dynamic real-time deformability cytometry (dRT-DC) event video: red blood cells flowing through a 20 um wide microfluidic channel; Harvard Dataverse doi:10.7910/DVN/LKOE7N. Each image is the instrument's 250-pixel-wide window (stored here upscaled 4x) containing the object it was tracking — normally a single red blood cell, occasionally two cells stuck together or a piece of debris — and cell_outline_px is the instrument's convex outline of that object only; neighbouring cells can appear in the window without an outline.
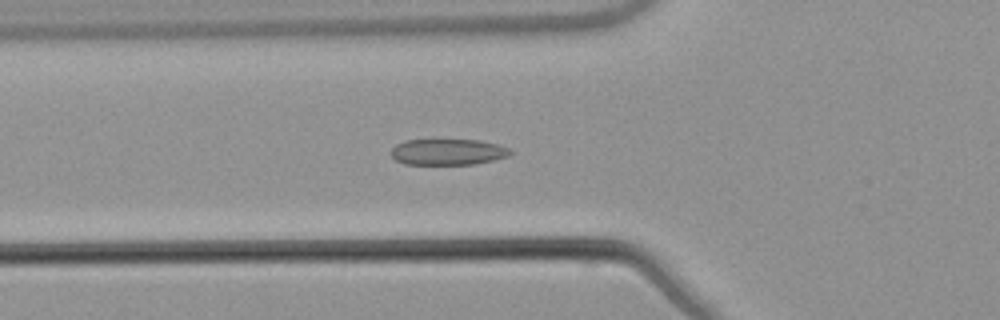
{"species": "common noctule bat (a hibernating species)", "species_latin": "Nyctalus noctula", "temperature_condition": "warm", "stored_images_in_passage": 29, "camera_frame_rate_fps": 3000, "um_per_image_px": 0.085, "animal": {"sex": "male", "body_mass_g": 21.5, "forearm_length_mm": 52.0}, "frame": {"image": 1, "passage_image": 9, "time_ms": 2.667, "image_size_px": [1000, 320], "cell_outline_px": [[512, 152], [508, 156], [492, 160], [472, 164], [404, 164], [396, 160], [392, 156], [392, 148], [396, 144], [404, 140], [480, 140], [496, 144], [508, 148]], "centroid_in_image_um": [38.04, 12.91], "position_along_channel_um": 87.8, "area_um2": 17.92}}